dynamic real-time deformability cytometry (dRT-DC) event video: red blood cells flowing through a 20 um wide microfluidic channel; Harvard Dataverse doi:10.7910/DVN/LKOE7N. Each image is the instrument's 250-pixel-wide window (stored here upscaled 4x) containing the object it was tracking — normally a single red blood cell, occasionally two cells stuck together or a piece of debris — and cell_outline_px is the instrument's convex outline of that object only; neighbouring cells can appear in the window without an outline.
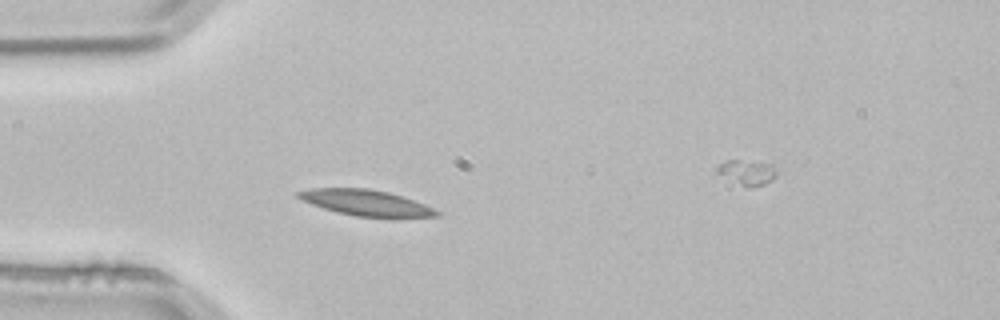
{"species": "common noctule bat (a hibernating species)", "species_latin": "Nyctalus noctula", "temperature_condition": "room temperature", "stored_images_in_passage": 4, "camera_frame_rate_fps": 3000, "um_per_image_px": 0.085, "animal": {"sex": "male", "body_mass_g": 21.5, "forearm_length_mm": 52.0}, "frame": {"image": 1, "passage_image": 3, "time_ms": 0.667, "image_size_px": [1000, 320], "cell_outline_px": [[440, 216], [356, 216], [336, 212], [300, 200], [296, 196], [296, 192], [312, 188], [368, 188], [388, 192], [424, 204], [440, 212]], "centroid_in_image_um": [31.02, 17.21], "position_along_channel_um": 54.0, "area_um2": 20.29}}